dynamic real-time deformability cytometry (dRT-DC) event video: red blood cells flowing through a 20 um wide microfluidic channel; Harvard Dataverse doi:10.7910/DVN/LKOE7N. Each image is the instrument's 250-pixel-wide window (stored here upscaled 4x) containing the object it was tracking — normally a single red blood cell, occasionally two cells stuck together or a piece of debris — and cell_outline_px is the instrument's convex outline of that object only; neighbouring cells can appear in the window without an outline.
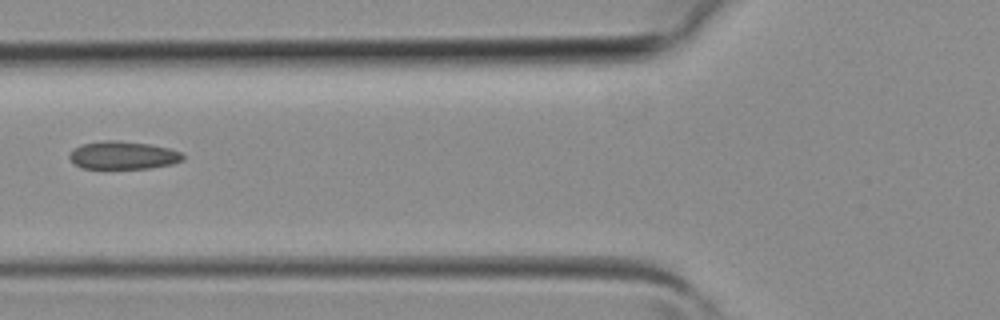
{"species": "common noctule bat (a hibernating species)", "species_latin": "Nyctalus noctula", "temperature_condition": "room temperature", "stored_images_in_passage": 3, "camera_frame_rate_fps": 3000, "um_per_image_px": 0.085, "animal": {"sex": "female", "body_mass_g": 19.3, "forearm_length_mm": 54.1}, "frame": {"image": 1, "passage_image": 3, "time_ms": 0.667, "image_size_px": [1000, 320], "cell_outline_px": [[184, 160], [172, 164], [148, 168], [80, 168], [68, 156], [76, 148], [84, 144], [104, 140], [120, 140], [148, 144], [168, 148], [180, 152], [184, 156]], "centroid_in_image_um": [10.49, 13.2], "position_along_channel_um": 115.3, "area_um2": 18.21}}